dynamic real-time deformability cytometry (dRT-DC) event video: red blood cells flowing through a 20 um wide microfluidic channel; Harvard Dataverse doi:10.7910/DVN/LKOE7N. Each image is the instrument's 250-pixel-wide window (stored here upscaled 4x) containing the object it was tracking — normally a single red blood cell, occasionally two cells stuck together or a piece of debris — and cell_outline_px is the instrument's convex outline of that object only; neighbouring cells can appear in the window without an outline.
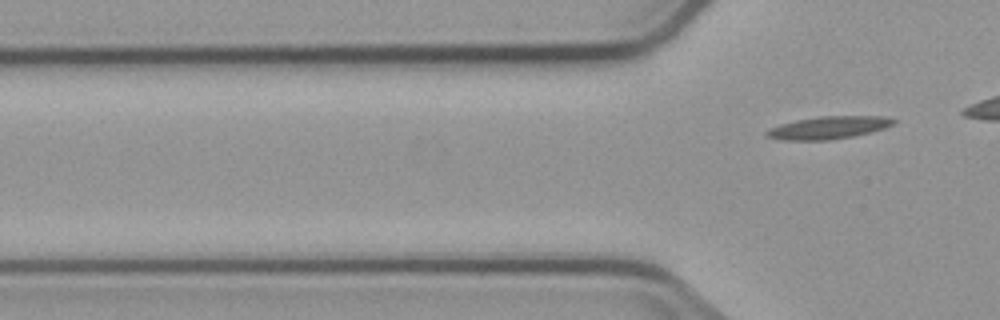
{"species": "common noctule bat (a hibernating species)", "species_latin": "Nyctalus noctula", "temperature_condition": "cold", "stored_images_in_passage": 4, "camera_frame_rate_fps": 3000, "um_per_image_px": 0.085, "animal": {"sex": "male", "body_mass_g": 23.1, "forearm_length_mm": 52.7}, "frame": {"image": 1, "passage_image": 4, "time_ms": 4.333, "image_size_px": [1000, 320], "cell_outline_px": [[896, 120], [892, 124], [884, 128], [852, 136], [828, 140], [784, 140], [764, 136], [764, 132], [780, 124], [796, 120], [816, 116], [880, 116]], "centroid_in_image_um": [70.35, 10.85], "position_along_channel_um": 55.4, "area_um2": 16.47}}